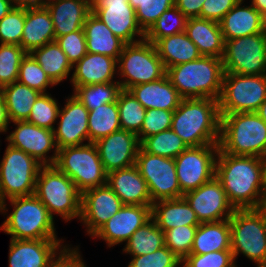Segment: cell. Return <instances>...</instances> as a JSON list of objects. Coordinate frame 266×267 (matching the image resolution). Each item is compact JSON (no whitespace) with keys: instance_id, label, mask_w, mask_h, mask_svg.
Returning a JSON list of instances; mask_svg holds the SVG:
<instances>
[{"instance_id":"1","label":"cell","mask_w":266,"mask_h":267,"mask_svg":"<svg viewBox=\"0 0 266 267\" xmlns=\"http://www.w3.org/2000/svg\"><path fill=\"white\" fill-rule=\"evenodd\" d=\"M215 177L234 209H255L266 191L264 158L231 155L219 148Z\"/></svg>"},{"instance_id":"2","label":"cell","mask_w":266,"mask_h":267,"mask_svg":"<svg viewBox=\"0 0 266 267\" xmlns=\"http://www.w3.org/2000/svg\"><path fill=\"white\" fill-rule=\"evenodd\" d=\"M221 116L218 100L182 99L174 110L171 129L188 147L219 144Z\"/></svg>"},{"instance_id":"3","label":"cell","mask_w":266,"mask_h":267,"mask_svg":"<svg viewBox=\"0 0 266 267\" xmlns=\"http://www.w3.org/2000/svg\"><path fill=\"white\" fill-rule=\"evenodd\" d=\"M166 74L183 99L218 100L225 72L222 58L201 56L197 60L169 67Z\"/></svg>"},{"instance_id":"4","label":"cell","mask_w":266,"mask_h":267,"mask_svg":"<svg viewBox=\"0 0 266 267\" xmlns=\"http://www.w3.org/2000/svg\"><path fill=\"white\" fill-rule=\"evenodd\" d=\"M220 116L219 148L224 153L266 157V122L256 112Z\"/></svg>"},{"instance_id":"5","label":"cell","mask_w":266,"mask_h":267,"mask_svg":"<svg viewBox=\"0 0 266 267\" xmlns=\"http://www.w3.org/2000/svg\"><path fill=\"white\" fill-rule=\"evenodd\" d=\"M34 195L53 218L57 214L67 222L81 217V193L74 182L54 165L40 168Z\"/></svg>"},{"instance_id":"6","label":"cell","mask_w":266,"mask_h":267,"mask_svg":"<svg viewBox=\"0 0 266 267\" xmlns=\"http://www.w3.org/2000/svg\"><path fill=\"white\" fill-rule=\"evenodd\" d=\"M8 200L13 211L0 230L11 239H57L54 218L34 194Z\"/></svg>"},{"instance_id":"7","label":"cell","mask_w":266,"mask_h":267,"mask_svg":"<svg viewBox=\"0 0 266 267\" xmlns=\"http://www.w3.org/2000/svg\"><path fill=\"white\" fill-rule=\"evenodd\" d=\"M43 165L34 157L8 144L0 162V212L6 213V199L35 193L36 180Z\"/></svg>"},{"instance_id":"8","label":"cell","mask_w":266,"mask_h":267,"mask_svg":"<svg viewBox=\"0 0 266 267\" xmlns=\"http://www.w3.org/2000/svg\"><path fill=\"white\" fill-rule=\"evenodd\" d=\"M54 166L74 182L81 194L107 184V173L95 143L59 149Z\"/></svg>"},{"instance_id":"9","label":"cell","mask_w":266,"mask_h":267,"mask_svg":"<svg viewBox=\"0 0 266 267\" xmlns=\"http://www.w3.org/2000/svg\"><path fill=\"white\" fill-rule=\"evenodd\" d=\"M122 90L162 78L166 69L155 45L147 40L125 44L117 61Z\"/></svg>"},{"instance_id":"10","label":"cell","mask_w":266,"mask_h":267,"mask_svg":"<svg viewBox=\"0 0 266 267\" xmlns=\"http://www.w3.org/2000/svg\"><path fill=\"white\" fill-rule=\"evenodd\" d=\"M229 222L235 261L242 253L257 267H266V223L262 216L255 209H235Z\"/></svg>"},{"instance_id":"11","label":"cell","mask_w":266,"mask_h":267,"mask_svg":"<svg viewBox=\"0 0 266 267\" xmlns=\"http://www.w3.org/2000/svg\"><path fill=\"white\" fill-rule=\"evenodd\" d=\"M266 99V74L225 73L218 99L219 113L256 112Z\"/></svg>"},{"instance_id":"12","label":"cell","mask_w":266,"mask_h":267,"mask_svg":"<svg viewBox=\"0 0 266 267\" xmlns=\"http://www.w3.org/2000/svg\"><path fill=\"white\" fill-rule=\"evenodd\" d=\"M225 73L266 74V35L253 34L226 40L222 58Z\"/></svg>"},{"instance_id":"13","label":"cell","mask_w":266,"mask_h":267,"mask_svg":"<svg viewBox=\"0 0 266 267\" xmlns=\"http://www.w3.org/2000/svg\"><path fill=\"white\" fill-rule=\"evenodd\" d=\"M219 144L188 147L175 161L177 180L183 194L215 177Z\"/></svg>"},{"instance_id":"14","label":"cell","mask_w":266,"mask_h":267,"mask_svg":"<svg viewBox=\"0 0 266 267\" xmlns=\"http://www.w3.org/2000/svg\"><path fill=\"white\" fill-rule=\"evenodd\" d=\"M135 165L147 182L152 203L183 197L184 194L177 180L174 159L149 154L140 147Z\"/></svg>"},{"instance_id":"15","label":"cell","mask_w":266,"mask_h":267,"mask_svg":"<svg viewBox=\"0 0 266 267\" xmlns=\"http://www.w3.org/2000/svg\"><path fill=\"white\" fill-rule=\"evenodd\" d=\"M91 12L125 44L144 40L145 33L138 25L135 9L128 0H95Z\"/></svg>"},{"instance_id":"16","label":"cell","mask_w":266,"mask_h":267,"mask_svg":"<svg viewBox=\"0 0 266 267\" xmlns=\"http://www.w3.org/2000/svg\"><path fill=\"white\" fill-rule=\"evenodd\" d=\"M196 213L200 223L229 219L234 207L229 203L221 182L214 177L199 188L183 195Z\"/></svg>"},{"instance_id":"17","label":"cell","mask_w":266,"mask_h":267,"mask_svg":"<svg viewBox=\"0 0 266 267\" xmlns=\"http://www.w3.org/2000/svg\"><path fill=\"white\" fill-rule=\"evenodd\" d=\"M16 129L6 137L8 144L34 157L43 166L54 165L58 149L53 130L42 128L27 121L13 122ZM54 148L51 157L46 156Z\"/></svg>"},{"instance_id":"18","label":"cell","mask_w":266,"mask_h":267,"mask_svg":"<svg viewBox=\"0 0 266 267\" xmlns=\"http://www.w3.org/2000/svg\"><path fill=\"white\" fill-rule=\"evenodd\" d=\"M123 203L106 184L84 191L81 194L80 221L92 236L106 221L120 210Z\"/></svg>"},{"instance_id":"19","label":"cell","mask_w":266,"mask_h":267,"mask_svg":"<svg viewBox=\"0 0 266 267\" xmlns=\"http://www.w3.org/2000/svg\"><path fill=\"white\" fill-rule=\"evenodd\" d=\"M66 100L65 106L58 112V127L53 130L58 150L68 146L84 145L86 139L89 143V110L74 94Z\"/></svg>"},{"instance_id":"20","label":"cell","mask_w":266,"mask_h":267,"mask_svg":"<svg viewBox=\"0 0 266 267\" xmlns=\"http://www.w3.org/2000/svg\"><path fill=\"white\" fill-rule=\"evenodd\" d=\"M95 145L107 174L134 165L140 149L138 136L126 130L102 137Z\"/></svg>"},{"instance_id":"21","label":"cell","mask_w":266,"mask_h":267,"mask_svg":"<svg viewBox=\"0 0 266 267\" xmlns=\"http://www.w3.org/2000/svg\"><path fill=\"white\" fill-rule=\"evenodd\" d=\"M151 207L123 205L92 237L104 240L108 247L126 242L138 228L151 219Z\"/></svg>"},{"instance_id":"22","label":"cell","mask_w":266,"mask_h":267,"mask_svg":"<svg viewBox=\"0 0 266 267\" xmlns=\"http://www.w3.org/2000/svg\"><path fill=\"white\" fill-rule=\"evenodd\" d=\"M60 239H11L9 267H47L64 246Z\"/></svg>"},{"instance_id":"23","label":"cell","mask_w":266,"mask_h":267,"mask_svg":"<svg viewBox=\"0 0 266 267\" xmlns=\"http://www.w3.org/2000/svg\"><path fill=\"white\" fill-rule=\"evenodd\" d=\"M107 185L123 205L152 206L147 182L135 164L108 173Z\"/></svg>"},{"instance_id":"24","label":"cell","mask_w":266,"mask_h":267,"mask_svg":"<svg viewBox=\"0 0 266 267\" xmlns=\"http://www.w3.org/2000/svg\"><path fill=\"white\" fill-rule=\"evenodd\" d=\"M116 68V59L99 53L87 52L73 66L74 72L70 82L74 89L78 86L116 82L113 81L115 72H117Z\"/></svg>"},{"instance_id":"25","label":"cell","mask_w":266,"mask_h":267,"mask_svg":"<svg viewBox=\"0 0 266 267\" xmlns=\"http://www.w3.org/2000/svg\"><path fill=\"white\" fill-rule=\"evenodd\" d=\"M55 31V39L65 34L83 29L91 6L80 0H46Z\"/></svg>"},{"instance_id":"26","label":"cell","mask_w":266,"mask_h":267,"mask_svg":"<svg viewBox=\"0 0 266 267\" xmlns=\"http://www.w3.org/2000/svg\"><path fill=\"white\" fill-rule=\"evenodd\" d=\"M129 91L146 110L164 109L174 111L183 99L172 85L167 74L158 80L135 85Z\"/></svg>"},{"instance_id":"27","label":"cell","mask_w":266,"mask_h":267,"mask_svg":"<svg viewBox=\"0 0 266 267\" xmlns=\"http://www.w3.org/2000/svg\"><path fill=\"white\" fill-rule=\"evenodd\" d=\"M55 41V31L51 14L45 5L25 9V24L21 47L26 53Z\"/></svg>"},{"instance_id":"28","label":"cell","mask_w":266,"mask_h":267,"mask_svg":"<svg viewBox=\"0 0 266 267\" xmlns=\"http://www.w3.org/2000/svg\"><path fill=\"white\" fill-rule=\"evenodd\" d=\"M151 218L163 232L178 226L200 224L196 213L184 197L153 202Z\"/></svg>"},{"instance_id":"29","label":"cell","mask_w":266,"mask_h":267,"mask_svg":"<svg viewBox=\"0 0 266 267\" xmlns=\"http://www.w3.org/2000/svg\"><path fill=\"white\" fill-rule=\"evenodd\" d=\"M185 32L202 56L223 58L224 39L218 22L203 18H188Z\"/></svg>"},{"instance_id":"30","label":"cell","mask_w":266,"mask_h":267,"mask_svg":"<svg viewBox=\"0 0 266 267\" xmlns=\"http://www.w3.org/2000/svg\"><path fill=\"white\" fill-rule=\"evenodd\" d=\"M238 3L219 22L224 42L239 37L263 33L261 14L250 4L242 6Z\"/></svg>"},{"instance_id":"31","label":"cell","mask_w":266,"mask_h":267,"mask_svg":"<svg viewBox=\"0 0 266 267\" xmlns=\"http://www.w3.org/2000/svg\"><path fill=\"white\" fill-rule=\"evenodd\" d=\"M86 36V47L89 53H99L118 61L125 43L92 12L87 16L83 26Z\"/></svg>"},{"instance_id":"32","label":"cell","mask_w":266,"mask_h":267,"mask_svg":"<svg viewBox=\"0 0 266 267\" xmlns=\"http://www.w3.org/2000/svg\"><path fill=\"white\" fill-rule=\"evenodd\" d=\"M221 250H231L229 219L200 223L195 233L190 254H206Z\"/></svg>"},{"instance_id":"33","label":"cell","mask_w":266,"mask_h":267,"mask_svg":"<svg viewBox=\"0 0 266 267\" xmlns=\"http://www.w3.org/2000/svg\"><path fill=\"white\" fill-rule=\"evenodd\" d=\"M155 47L165 69L199 59L202 55L186 32L160 39Z\"/></svg>"},{"instance_id":"34","label":"cell","mask_w":266,"mask_h":267,"mask_svg":"<svg viewBox=\"0 0 266 267\" xmlns=\"http://www.w3.org/2000/svg\"><path fill=\"white\" fill-rule=\"evenodd\" d=\"M10 122L27 121L39 91L16 81L0 88Z\"/></svg>"},{"instance_id":"35","label":"cell","mask_w":266,"mask_h":267,"mask_svg":"<svg viewBox=\"0 0 266 267\" xmlns=\"http://www.w3.org/2000/svg\"><path fill=\"white\" fill-rule=\"evenodd\" d=\"M30 54L56 85L67 79L73 69L67 55L56 41L49 42Z\"/></svg>"},{"instance_id":"36","label":"cell","mask_w":266,"mask_h":267,"mask_svg":"<svg viewBox=\"0 0 266 267\" xmlns=\"http://www.w3.org/2000/svg\"><path fill=\"white\" fill-rule=\"evenodd\" d=\"M165 246L164 232L151 218L126 241L123 252L131 256L147 255Z\"/></svg>"},{"instance_id":"37","label":"cell","mask_w":266,"mask_h":267,"mask_svg":"<svg viewBox=\"0 0 266 267\" xmlns=\"http://www.w3.org/2000/svg\"><path fill=\"white\" fill-rule=\"evenodd\" d=\"M121 130L117 101L103 104L89 111L88 134L89 143Z\"/></svg>"},{"instance_id":"38","label":"cell","mask_w":266,"mask_h":267,"mask_svg":"<svg viewBox=\"0 0 266 267\" xmlns=\"http://www.w3.org/2000/svg\"><path fill=\"white\" fill-rule=\"evenodd\" d=\"M140 147L147 153L175 159L188 148L181 137L172 129L145 138Z\"/></svg>"},{"instance_id":"39","label":"cell","mask_w":266,"mask_h":267,"mask_svg":"<svg viewBox=\"0 0 266 267\" xmlns=\"http://www.w3.org/2000/svg\"><path fill=\"white\" fill-rule=\"evenodd\" d=\"M121 86L118 81L101 83L94 85L78 86L74 91V95L89 110L97 109V107L117 101Z\"/></svg>"},{"instance_id":"40","label":"cell","mask_w":266,"mask_h":267,"mask_svg":"<svg viewBox=\"0 0 266 267\" xmlns=\"http://www.w3.org/2000/svg\"><path fill=\"white\" fill-rule=\"evenodd\" d=\"M121 130L136 135L140 132L146 109L129 90H121L117 97Z\"/></svg>"},{"instance_id":"41","label":"cell","mask_w":266,"mask_h":267,"mask_svg":"<svg viewBox=\"0 0 266 267\" xmlns=\"http://www.w3.org/2000/svg\"><path fill=\"white\" fill-rule=\"evenodd\" d=\"M187 17L174 5L163 12L145 33V40L154 45L162 38L185 31Z\"/></svg>"},{"instance_id":"42","label":"cell","mask_w":266,"mask_h":267,"mask_svg":"<svg viewBox=\"0 0 266 267\" xmlns=\"http://www.w3.org/2000/svg\"><path fill=\"white\" fill-rule=\"evenodd\" d=\"M26 54L19 45L0 43V88L18 80L20 63Z\"/></svg>"},{"instance_id":"43","label":"cell","mask_w":266,"mask_h":267,"mask_svg":"<svg viewBox=\"0 0 266 267\" xmlns=\"http://www.w3.org/2000/svg\"><path fill=\"white\" fill-rule=\"evenodd\" d=\"M17 81L40 93H46L49 86L56 85L30 53L21 60Z\"/></svg>"},{"instance_id":"44","label":"cell","mask_w":266,"mask_h":267,"mask_svg":"<svg viewBox=\"0 0 266 267\" xmlns=\"http://www.w3.org/2000/svg\"><path fill=\"white\" fill-rule=\"evenodd\" d=\"M135 9L138 25L146 33L159 16L175 5V0H128Z\"/></svg>"},{"instance_id":"45","label":"cell","mask_w":266,"mask_h":267,"mask_svg":"<svg viewBox=\"0 0 266 267\" xmlns=\"http://www.w3.org/2000/svg\"><path fill=\"white\" fill-rule=\"evenodd\" d=\"M59 105L51 94L41 93L32 105L27 122L42 128L54 130L53 123L57 122Z\"/></svg>"},{"instance_id":"46","label":"cell","mask_w":266,"mask_h":267,"mask_svg":"<svg viewBox=\"0 0 266 267\" xmlns=\"http://www.w3.org/2000/svg\"><path fill=\"white\" fill-rule=\"evenodd\" d=\"M197 228L198 226L183 225L165 231V246L183 261L191 253Z\"/></svg>"},{"instance_id":"47","label":"cell","mask_w":266,"mask_h":267,"mask_svg":"<svg viewBox=\"0 0 266 267\" xmlns=\"http://www.w3.org/2000/svg\"><path fill=\"white\" fill-rule=\"evenodd\" d=\"M25 24V9L12 8L0 20V43L21 46Z\"/></svg>"},{"instance_id":"48","label":"cell","mask_w":266,"mask_h":267,"mask_svg":"<svg viewBox=\"0 0 266 267\" xmlns=\"http://www.w3.org/2000/svg\"><path fill=\"white\" fill-rule=\"evenodd\" d=\"M174 111L148 109L140 132L137 134L140 143L147 137L171 129Z\"/></svg>"},{"instance_id":"49","label":"cell","mask_w":266,"mask_h":267,"mask_svg":"<svg viewBox=\"0 0 266 267\" xmlns=\"http://www.w3.org/2000/svg\"><path fill=\"white\" fill-rule=\"evenodd\" d=\"M182 267H238L231 250L206 254H190L182 261Z\"/></svg>"},{"instance_id":"50","label":"cell","mask_w":266,"mask_h":267,"mask_svg":"<svg viewBox=\"0 0 266 267\" xmlns=\"http://www.w3.org/2000/svg\"><path fill=\"white\" fill-rule=\"evenodd\" d=\"M180 260L167 246L147 255L133 256L128 267H179Z\"/></svg>"},{"instance_id":"51","label":"cell","mask_w":266,"mask_h":267,"mask_svg":"<svg viewBox=\"0 0 266 267\" xmlns=\"http://www.w3.org/2000/svg\"><path fill=\"white\" fill-rule=\"evenodd\" d=\"M62 51L67 55L68 61L74 66L87 54L86 36L84 29L74 31L55 39Z\"/></svg>"},{"instance_id":"52","label":"cell","mask_w":266,"mask_h":267,"mask_svg":"<svg viewBox=\"0 0 266 267\" xmlns=\"http://www.w3.org/2000/svg\"><path fill=\"white\" fill-rule=\"evenodd\" d=\"M239 0H205L200 18L220 22Z\"/></svg>"},{"instance_id":"53","label":"cell","mask_w":266,"mask_h":267,"mask_svg":"<svg viewBox=\"0 0 266 267\" xmlns=\"http://www.w3.org/2000/svg\"><path fill=\"white\" fill-rule=\"evenodd\" d=\"M78 250L77 246L72 249L67 245L63 246L49 261L47 267H86Z\"/></svg>"},{"instance_id":"54","label":"cell","mask_w":266,"mask_h":267,"mask_svg":"<svg viewBox=\"0 0 266 267\" xmlns=\"http://www.w3.org/2000/svg\"><path fill=\"white\" fill-rule=\"evenodd\" d=\"M205 0H175V6L187 18H200L201 9Z\"/></svg>"},{"instance_id":"55","label":"cell","mask_w":266,"mask_h":267,"mask_svg":"<svg viewBox=\"0 0 266 267\" xmlns=\"http://www.w3.org/2000/svg\"><path fill=\"white\" fill-rule=\"evenodd\" d=\"M10 119L8 117L7 108L4 102V99L0 93V133L7 132Z\"/></svg>"},{"instance_id":"56","label":"cell","mask_w":266,"mask_h":267,"mask_svg":"<svg viewBox=\"0 0 266 267\" xmlns=\"http://www.w3.org/2000/svg\"><path fill=\"white\" fill-rule=\"evenodd\" d=\"M13 8H34L43 6L46 0H9Z\"/></svg>"},{"instance_id":"57","label":"cell","mask_w":266,"mask_h":267,"mask_svg":"<svg viewBox=\"0 0 266 267\" xmlns=\"http://www.w3.org/2000/svg\"><path fill=\"white\" fill-rule=\"evenodd\" d=\"M255 210L262 216L264 222L266 223V191L263 193Z\"/></svg>"},{"instance_id":"58","label":"cell","mask_w":266,"mask_h":267,"mask_svg":"<svg viewBox=\"0 0 266 267\" xmlns=\"http://www.w3.org/2000/svg\"><path fill=\"white\" fill-rule=\"evenodd\" d=\"M9 0H0V20L12 9Z\"/></svg>"},{"instance_id":"59","label":"cell","mask_w":266,"mask_h":267,"mask_svg":"<svg viewBox=\"0 0 266 267\" xmlns=\"http://www.w3.org/2000/svg\"><path fill=\"white\" fill-rule=\"evenodd\" d=\"M251 5L260 13L266 12V0H251Z\"/></svg>"},{"instance_id":"60","label":"cell","mask_w":266,"mask_h":267,"mask_svg":"<svg viewBox=\"0 0 266 267\" xmlns=\"http://www.w3.org/2000/svg\"><path fill=\"white\" fill-rule=\"evenodd\" d=\"M259 117L266 122V99L261 103L259 109L256 111Z\"/></svg>"},{"instance_id":"61","label":"cell","mask_w":266,"mask_h":267,"mask_svg":"<svg viewBox=\"0 0 266 267\" xmlns=\"http://www.w3.org/2000/svg\"><path fill=\"white\" fill-rule=\"evenodd\" d=\"M261 26L263 33L266 35V12L261 14Z\"/></svg>"},{"instance_id":"62","label":"cell","mask_w":266,"mask_h":267,"mask_svg":"<svg viewBox=\"0 0 266 267\" xmlns=\"http://www.w3.org/2000/svg\"><path fill=\"white\" fill-rule=\"evenodd\" d=\"M80 1H85L90 6H92L94 4V2H95V0H80Z\"/></svg>"},{"instance_id":"63","label":"cell","mask_w":266,"mask_h":267,"mask_svg":"<svg viewBox=\"0 0 266 267\" xmlns=\"http://www.w3.org/2000/svg\"><path fill=\"white\" fill-rule=\"evenodd\" d=\"M265 161V174H266V157L264 158Z\"/></svg>"}]
</instances>
